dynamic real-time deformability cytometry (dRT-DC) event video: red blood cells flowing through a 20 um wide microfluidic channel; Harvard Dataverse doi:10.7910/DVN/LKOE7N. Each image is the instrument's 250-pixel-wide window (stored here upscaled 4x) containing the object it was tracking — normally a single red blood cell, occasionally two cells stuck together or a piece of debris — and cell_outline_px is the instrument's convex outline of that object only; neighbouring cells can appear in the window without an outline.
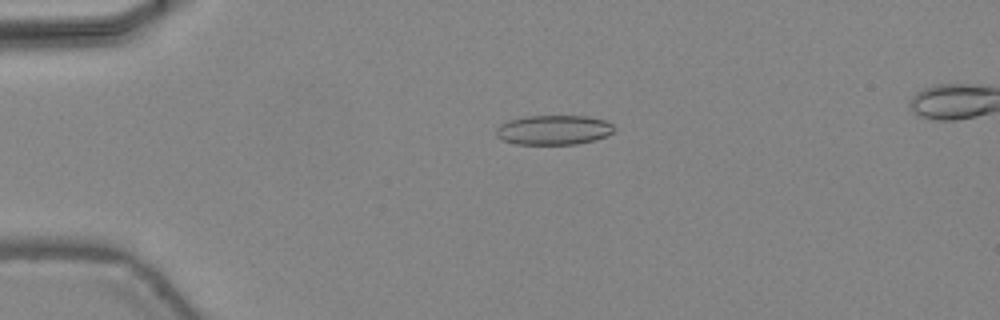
{"species": "common noctule bat (a hibernating species)", "species_latin": "Nyctalus noctula", "temperature_condition": "warm", "stored_images_in_passage": 41, "camera_frame_rate_fps": 3000, "um_per_image_px": 0.085, "animal": {"sex": "female", "body_mass_g": 24.6, "forearm_length_mm": 56.2}, "frame": {"image": 1, "passage_image": 6, "time_ms": 1.667, "image_size_px": [1000, 320], "cell_outline_px": [[616, 128], [612, 132], [596, 140], [576, 144], [516, 144], [500, 140], [496, 136], [496, 128], [500, 124], [508, 120], [524, 116], [588, 116], [608, 120]], "centroid_in_image_um": [47.05, 11.04], "position_along_channel_um": 38.0, "area_um2": 20.63}}
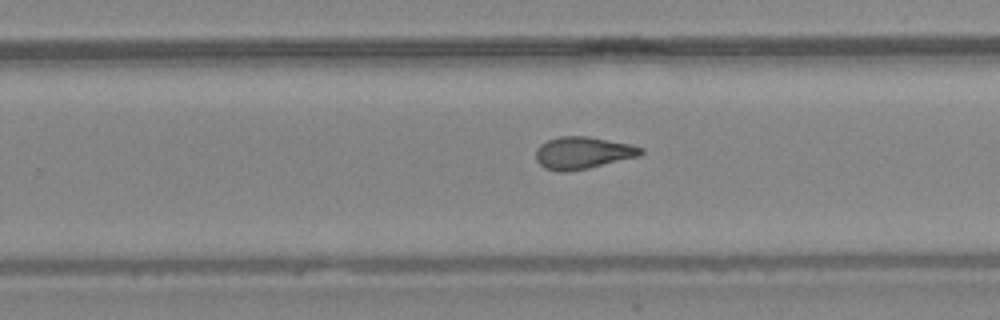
{"frame": {"image": 2, "passage_image": 25, "time_ms": 8.0, "image_size_px": [1000, 320], "cell_outline_px": [[644, 152], [640, 156], [588, 168], [564, 172], [560, 172], [544, 168], [536, 160], [536, 148], [540, 144], [548, 140], [560, 136], [588, 136], [632, 144], [644, 148]], "centroid_in_image_um": [49.55, 12.98], "position_along_channel_um": 280.2, "area_um2": 19.83}}
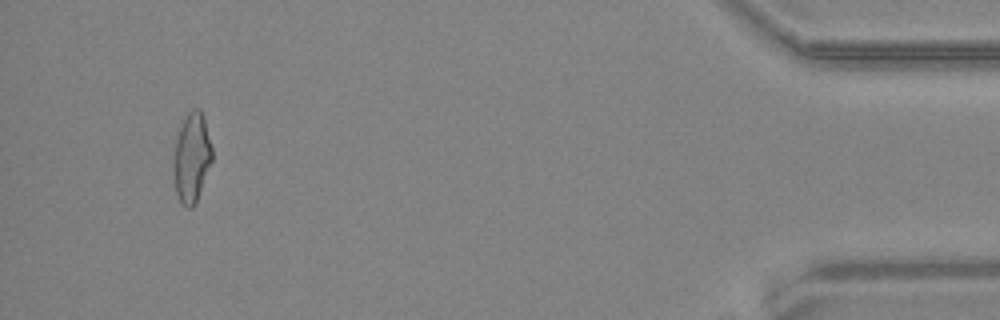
{"frame": {"image": 3, "passage_image": 39, "time_ms": 12.667, "image_size_px": [1000, 320], "cell_outline_px": [[212, 160], [196, 204], [192, 208], [188, 208], [180, 200], [176, 192], [172, 164], [176, 140], [184, 116], [188, 112], [196, 108], [200, 108], [204, 116], [212, 148]], "centroid_in_image_um": [16.3, 13.38], "position_along_channel_um": 418.9, "area_um2": 20.17}, "authors_computed_cell_mechanics": {"area_um2": 19.8832, "velocity_mm_per_s": 4.4708, "shape_relaxation_time_tau1_ms": null, "shape_relaxation_time_tau2_ms": 2.118, "deformation_change_tau1": null, "deformation_change_tau2": 0.0934}}